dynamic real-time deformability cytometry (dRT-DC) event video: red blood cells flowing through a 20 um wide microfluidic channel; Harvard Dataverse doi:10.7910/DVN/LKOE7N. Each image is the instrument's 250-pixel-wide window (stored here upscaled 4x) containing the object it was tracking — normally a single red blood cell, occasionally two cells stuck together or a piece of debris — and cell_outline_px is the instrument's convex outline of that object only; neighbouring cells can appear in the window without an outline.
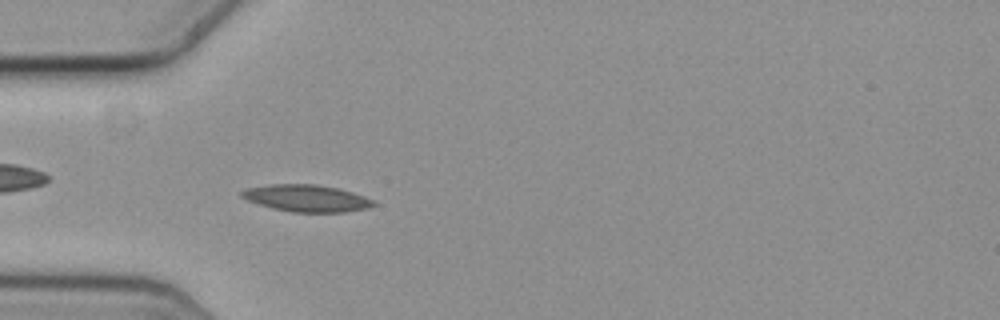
{"species": "common noctule bat (a hibernating species)", "species_latin": "Nyctalus noctula", "temperature_condition": "cold", "stored_images_in_passage": 22, "camera_frame_rate_fps": 3000, "um_per_image_px": 0.085, "animal": {"sex": "female", "body_mass_g": 19.3, "forearm_length_mm": 54.1}, "frame": {"image": 1, "passage_image": 8, "time_ms": 2.333, "image_size_px": [1000, 320], "cell_outline_px": [[376, 204], [368, 208], [344, 212], [292, 212], [272, 208], [248, 200], [240, 196], [240, 192], [244, 188], [272, 184], [316, 184], [336, 188], [352, 192], [376, 200]], "centroid_in_image_um": [26.06, 16.84], "position_along_channel_um": 58.9, "area_um2": 20.69}}
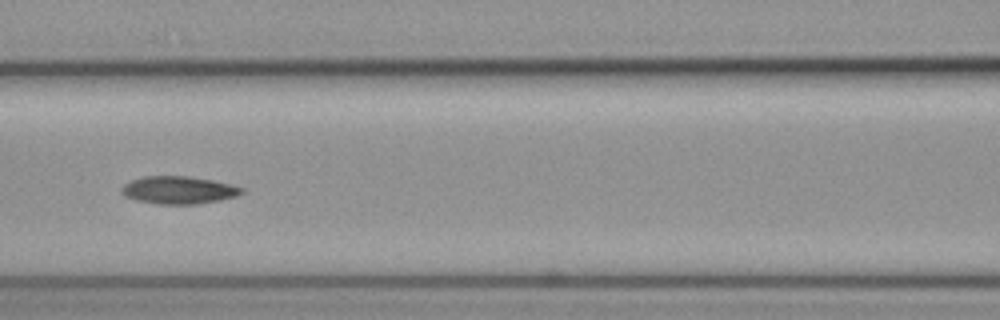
{"frame": {"image": 2, "passage_image": 16, "time_ms": 5.0, "image_size_px": [1000, 320], "cell_outline_px": [[244, 192], [236, 196], [220, 200], [196, 204], [156, 204], [136, 200], [124, 196], [120, 192], [120, 188], [124, 184], [132, 180], [144, 176], [188, 176], [212, 180], [232, 184], [244, 188]], "centroid_in_image_um": [15.17, 16.15], "position_along_channel_um": 151.4, "area_um2": 19.48}}
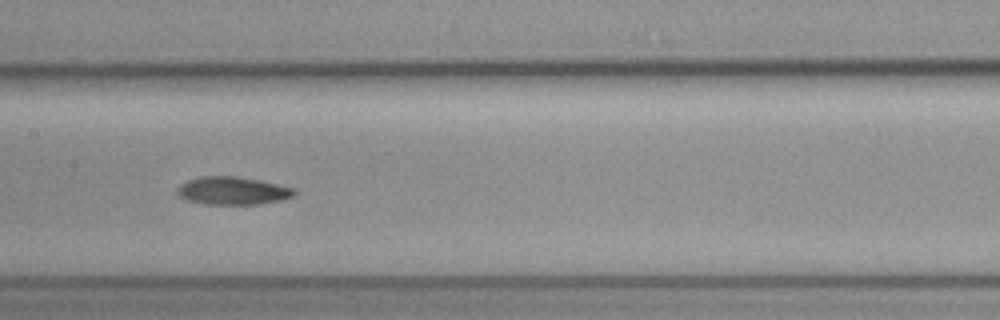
{"frame": {"image": 3, "passage_image": 19, "time_ms": 6.0, "image_size_px": [1000, 320], "cell_outline_px": [[296, 192], [292, 196], [280, 200], [256, 204], [204, 204], [188, 200], [180, 196], [176, 192], [180, 184], [188, 180], [200, 176], [236, 176], [296, 188]], "centroid_in_image_um": [19.75, 16.21], "position_along_channel_um": 187.7, "area_um2": 18.79}}